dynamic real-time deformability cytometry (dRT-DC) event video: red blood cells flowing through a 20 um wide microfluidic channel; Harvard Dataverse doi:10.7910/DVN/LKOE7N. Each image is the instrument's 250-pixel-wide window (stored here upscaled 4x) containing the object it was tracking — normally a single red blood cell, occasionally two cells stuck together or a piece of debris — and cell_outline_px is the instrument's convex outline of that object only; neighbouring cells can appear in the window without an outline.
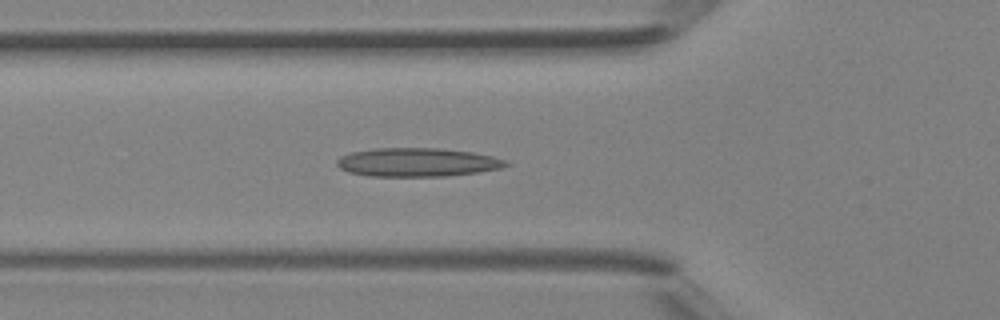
{"species": "Egyptian fruit bat (a non-hibernating species)", "species_latin": "Rousettus aegyptiacus", "temperature_condition": "room temperature", "stored_images_in_passage": 41, "camera_frame_rate_fps": 3000, "um_per_image_px": 0.085, "animal": {"sex": "female"}, "frame": {"image": 1, "passage_image": 14, "time_ms": 4.333, "image_size_px": [1000, 320], "cell_outline_px": [[512, 164], [504, 168], [480, 172], [444, 176], [368, 176], [348, 172], [340, 168], [336, 164], [336, 160], [340, 156], [352, 152], [372, 148], [440, 148], [472, 152], [492, 156], [504, 160]], "centroid_in_image_um": [35.48, 13.79], "position_along_channel_um": 90.3, "area_um2": 28.44}}
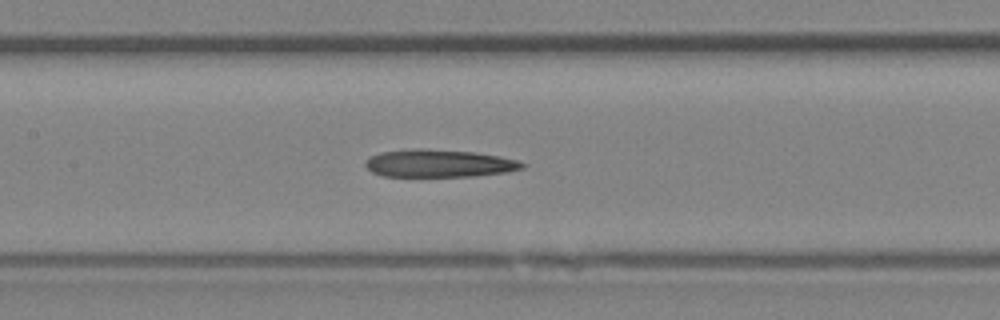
{"frame": {"image": 2, "passage_image": 19, "time_ms": 6.0, "image_size_px": [1000, 320], "cell_outline_px": [[528, 164], [524, 168], [504, 172], [472, 176], [384, 176], [372, 172], [364, 164], [372, 156], [380, 152], [420, 148], [424, 148], [476, 152], [500, 156], [516, 160]], "centroid_in_image_um": [37.35, 13.88], "position_along_channel_um": 170.1, "area_um2": 25.14}}
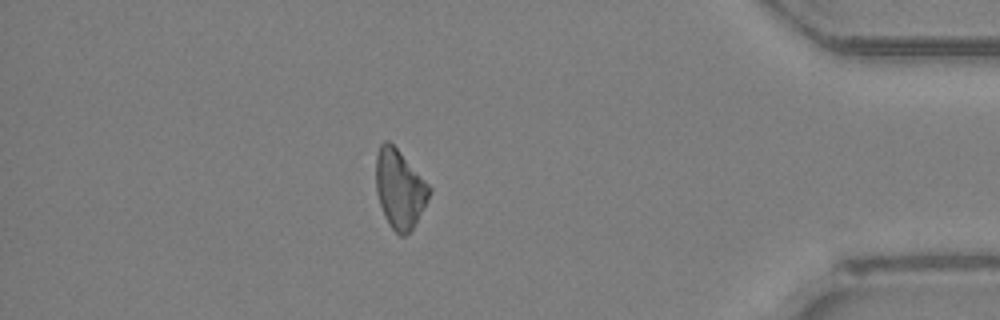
{"frame": {"image": 3, "passage_image": 36, "time_ms": 11.667, "image_size_px": [1000, 320], "cell_outline_px": [[432, 192], [412, 228], [404, 236], [400, 236], [388, 224], [384, 216], [376, 192], [376, 156], [380, 144], [384, 140], [388, 140], [396, 148], [432, 188]], "centroid_in_image_um": [33.95, 16.06], "position_along_channel_um": 401.2, "area_um2": 24.16}}